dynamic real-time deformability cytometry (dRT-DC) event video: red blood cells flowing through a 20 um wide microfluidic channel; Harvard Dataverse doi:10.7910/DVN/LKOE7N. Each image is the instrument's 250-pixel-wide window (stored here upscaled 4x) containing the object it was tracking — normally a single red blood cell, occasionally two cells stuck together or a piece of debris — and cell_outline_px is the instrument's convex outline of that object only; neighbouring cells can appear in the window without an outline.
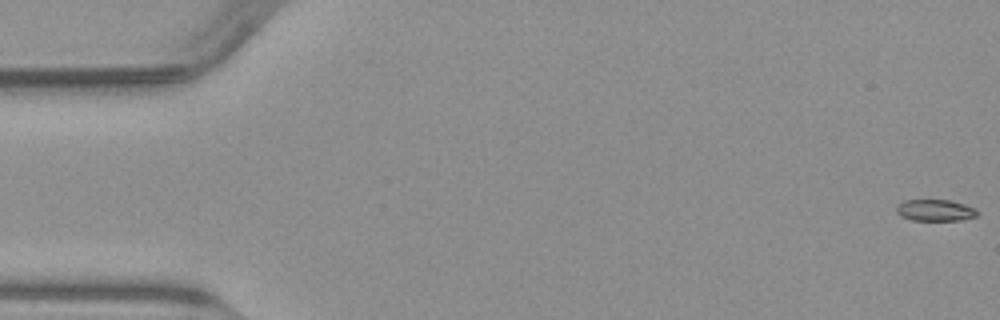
{"species": "common noctule bat (a hibernating species)", "species_latin": "Nyctalus noctula", "temperature_condition": "warm", "stored_images_in_passage": 51, "camera_frame_rate_fps": 3000, "um_per_image_px": 0.085, "animal": {"sex": "male", "body_mass_g": 23.1, "forearm_length_mm": 52.7}, "frame": {"image": 1, "passage_image": 1, "time_ms": 0.0, "image_size_px": [1000, 320], "cell_outline_px": [[980, 212], [976, 216], [960, 220], [912, 220], [900, 216], [896, 212], [896, 204], [904, 200], [952, 200], [976, 208]], "centroid_in_image_um": [79.49, 17.86], "position_along_channel_um": 5.5, "area_um2": 10.29}}
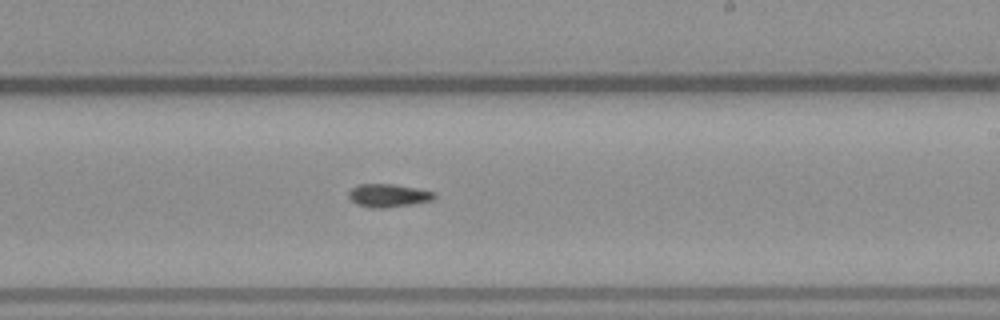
{"frame": {"image": 2, "passage_image": 30, "time_ms": 9.667, "image_size_px": [1000, 320], "cell_outline_px": [[436, 196], [432, 200], [412, 204], [384, 208], [372, 208], [356, 204], [348, 196], [348, 192], [356, 184], [396, 184], [436, 192]], "centroid_in_image_um": [33.0, 16.61], "position_along_channel_um": 256.0, "area_um2": 11.62}}
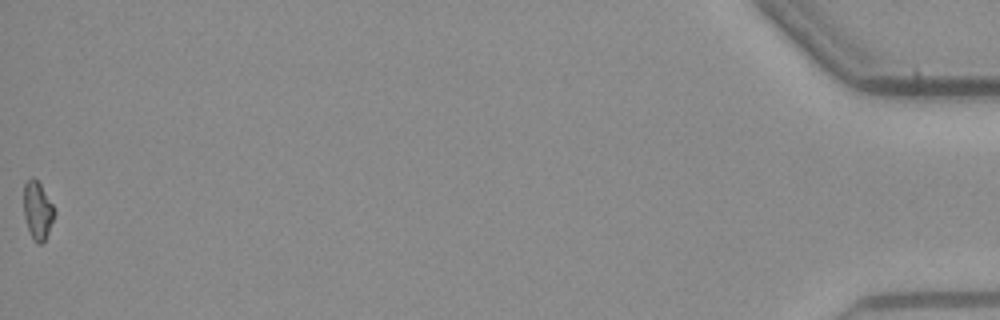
{"frame": {"image": 3, "passage_image": 51, "time_ms": 16.667, "image_size_px": [1000, 320], "cell_outline_px": [[56, 212], [48, 232], [44, 240], [40, 244], [36, 244], [32, 240], [24, 216], [24, 184], [32, 176], [40, 184], [52, 204]], "centroid_in_image_um": [3.19, 17.91], "position_along_channel_um": 432.0, "area_um2": 10.23}}